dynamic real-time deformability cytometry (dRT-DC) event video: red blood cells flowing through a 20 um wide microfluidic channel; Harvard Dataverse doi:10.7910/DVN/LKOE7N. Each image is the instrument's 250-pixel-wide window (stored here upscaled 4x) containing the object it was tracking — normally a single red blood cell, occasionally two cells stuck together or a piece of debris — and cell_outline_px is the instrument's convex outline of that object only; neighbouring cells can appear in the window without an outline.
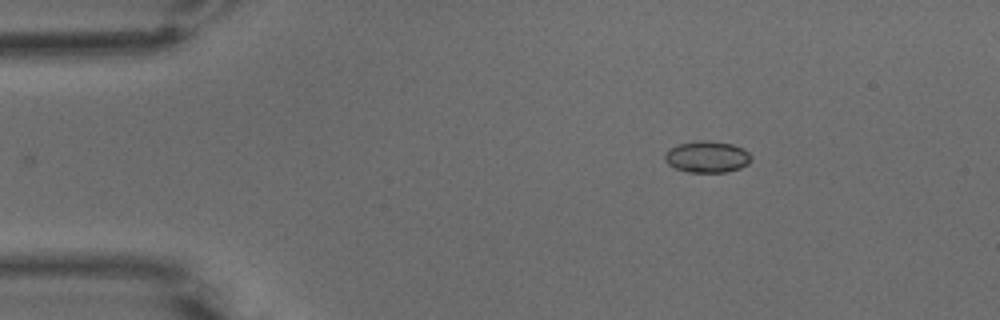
{"species": "common noctule bat (a hibernating species)", "species_latin": "Nyctalus noctula", "temperature_condition": "warm", "stored_images_in_passage": 17, "camera_frame_rate_fps": 3000, "um_per_image_px": 0.085, "animal": {"sex": "male", "body_mass_g": 15.6}, "frame": {"image": 1, "passage_image": 1, "time_ms": 0.0, "image_size_px": [1000, 320], "cell_outline_px": [[752, 160], [748, 164], [740, 168], [724, 172], [688, 172], [676, 168], [668, 164], [664, 160], [664, 156], [668, 148], [680, 144], [700, 140], [708, 140], [732, 144], [744, 148], [752, 156]], "centroid_in_image_um": [60.12, 13.32], "position_along_channel_um": 24.9, "area_um2": 15.95}}
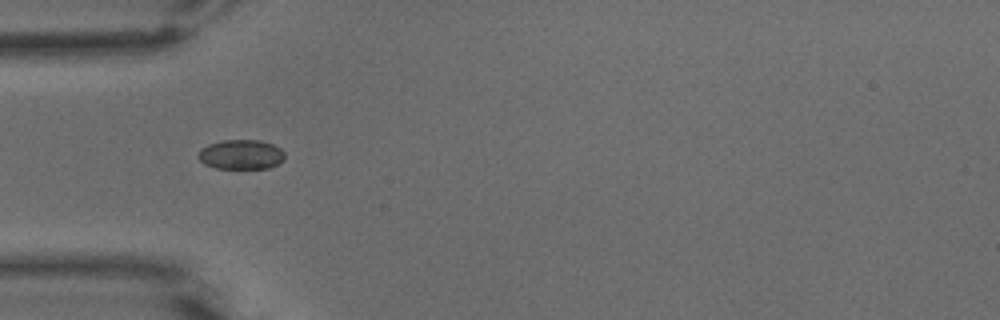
{"frame": {"image": 2, "passage_image": 15, "time_ms": 4.667, "image_size_px": [1000, 320], "cell_outline_px": [[284, 160], [268, 168], [216, 168], [204, 164], [196, 156], [200, 148], [208, 144], [220, 140], [260, 140], [272, 144], [280, 148], [284, 152]], "centroid_in_image_um": [20.45, 13.12], "position_along_channel_um": 64.5, "area_um2": 15.03}}